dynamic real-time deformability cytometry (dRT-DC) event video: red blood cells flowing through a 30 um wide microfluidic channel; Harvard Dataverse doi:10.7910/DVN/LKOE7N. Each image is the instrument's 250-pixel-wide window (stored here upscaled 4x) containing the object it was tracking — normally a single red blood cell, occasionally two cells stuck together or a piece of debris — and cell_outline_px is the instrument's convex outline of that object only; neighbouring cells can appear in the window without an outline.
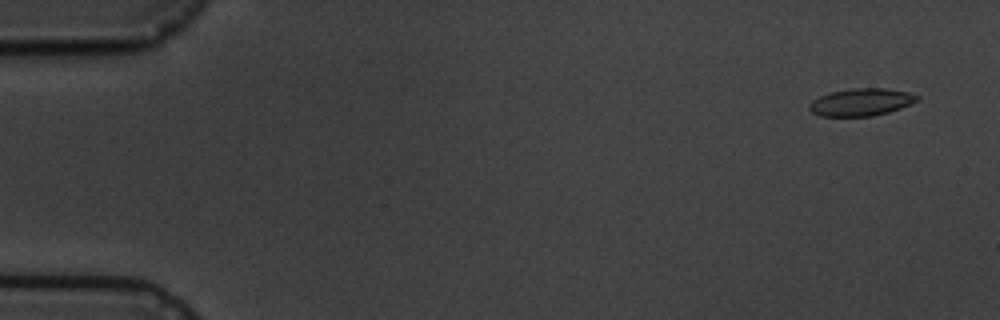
{"species": "common noctule bat (a hibernating species)", "species_latin": "Nyctalus noctula", "temperature_condition": "cold", "stored_images_in_passage": 3, "camera_frame_rate_fps": 3000, "um_per_image_px": 0.085, "animal": {"sex": "male", "body_mass_g": 19.5, "forearm_length_mm": 54.6}, "frame": {"image": 1, "passage_image": 1, "time_ms": 0.0, "image_size_px": [1000, 320], "cell_outline_px": [[920, 100], [900, 108], [888, 112], [872, 116], [820, 116], [812, 112], [808, 108], [812, 100], [828, 92], [852, 88], [884, 88], [908, 92], [920, 96]], "centroid_in_image_um": [73.2, 8.67], "position_along_channel_um": 11.8, "area_um2": 17.28}}